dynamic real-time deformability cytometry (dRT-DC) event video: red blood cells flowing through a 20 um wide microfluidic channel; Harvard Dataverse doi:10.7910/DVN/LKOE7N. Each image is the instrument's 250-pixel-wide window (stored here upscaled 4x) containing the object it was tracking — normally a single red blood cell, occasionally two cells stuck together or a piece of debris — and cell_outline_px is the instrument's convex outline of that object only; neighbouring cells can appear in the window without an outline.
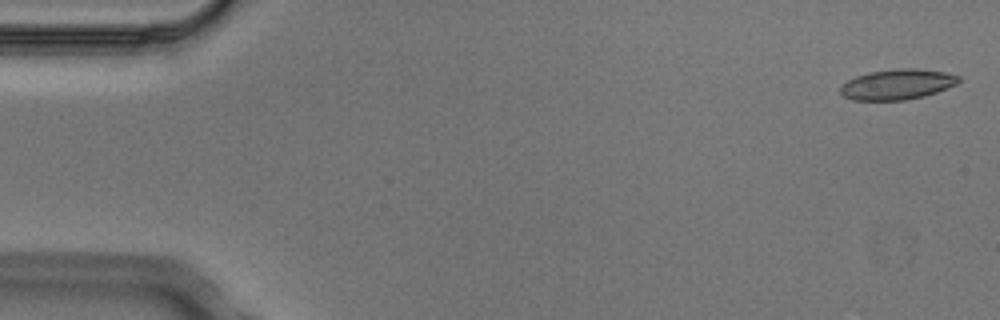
{"species": "Egyptian fruit bat (a non-hibernating species)", "species_latin": "Rousettus aegyptiacus", "temperature_condition": "cold", "stored_images_in_passage": 6, "camera_frame_rate_fps": 3000, "um_per_image_px": 0.085, "animal": {"sex": "male"}, "frame": {"image": 1, "passage_image": 1, "time_ms": 0.0, "image_size_px": [1000, 320], "cell_outline_px": [[960, 80], [956, 84], [936, 92], [924, 96], [904, 100], [852, 100], [844, 96], [840, 92], [840, 88], [848, 80], [856, 76], [868, 72], [896, 68], [916, 68], [944, 72], [960, 76]], "centroid_in_image_um": [76.26, 7.16], "position_along_channel_um": 8.7, "area_um2": 20.87}}
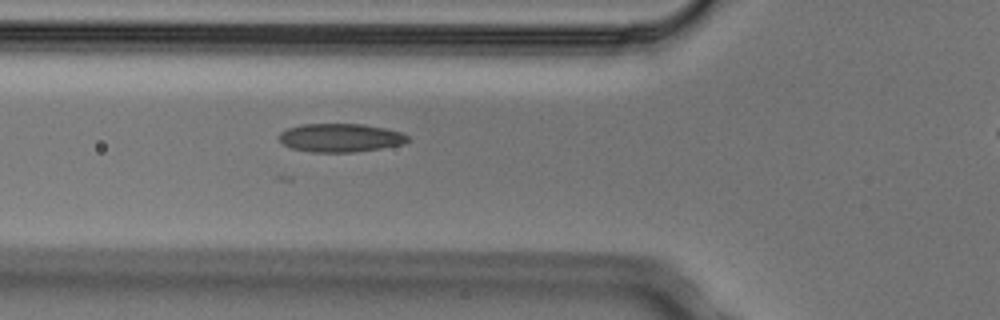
{"frame": {"image": 2, "passage_image": 5, "time_ms": 1.333, "image_size_px": [1000, 320], "cell_outline_px": [[412, 140], [404, 144], [380, 148], [352, 152], [312, 152], [292, 148], [284, 144], [276, 136], [280, 132], [288, 128], [300, 124], [364, 124], [384, 128], [400, 132], [408, 136]], "centroid_in_image_um": [28.93, 11.7], "position_along_channel_um": 96.9, "area_um2": 21.39}}